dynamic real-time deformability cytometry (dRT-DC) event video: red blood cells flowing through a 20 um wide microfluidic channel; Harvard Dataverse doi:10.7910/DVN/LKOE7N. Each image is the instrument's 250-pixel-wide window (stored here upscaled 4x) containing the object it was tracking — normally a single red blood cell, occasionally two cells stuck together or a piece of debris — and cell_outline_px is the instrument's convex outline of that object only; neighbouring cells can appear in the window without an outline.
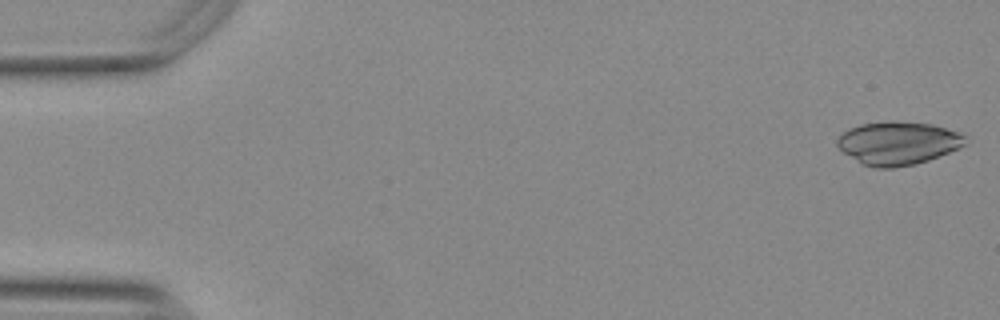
{"species": "Egyptian fruit bat (a non-hibernating species)", "species_latin": "Rousettus aegyptiacus", "temperature_condition": "warm", "stored_images_in_passage": 54, "camera_frame_rate_fps": 3000, "um_per_image_px": 0.085, "animal": {"sex": "female"}, "frame": {"image": 1, "passage_image": 1, "time_ms": 0.0, "image_size_px": [1000, 320], "cell_outline_px": [[968, 136], [964, 144], [960, 148], [928, 160], [916, 164], [892, 168], [876, 168], [864, 164], [844, 152], [836, 144], [836, 140], [848, 128], [860, 124], [888, 120], [892, 120], [932, 124], [964, 132]], "centroid_in_image_um": [76.38, 12.14], "position_along_channel_um": 8.6, "area_um2": 32.48}}
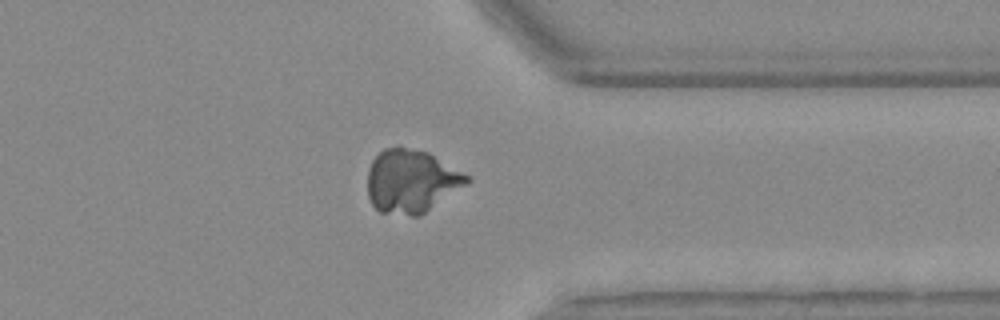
{"frame": {"image": 2, "passage_image": 42, "time_ms": 13.667, "image_size_px": [1000, 320], "cell_outline_px": [[472, 180], [468, 184], [420, 216], [412, 216], [380, 212], [372, 204], [368, 196], [368, 168], [372, 160], [384, 148], [400, 144], [428, 152], [468, 176]], "centroid_in_image_um": [34.94, 15.38], "position_along_channel_um": 376.5, "area_um2": 36.93}}
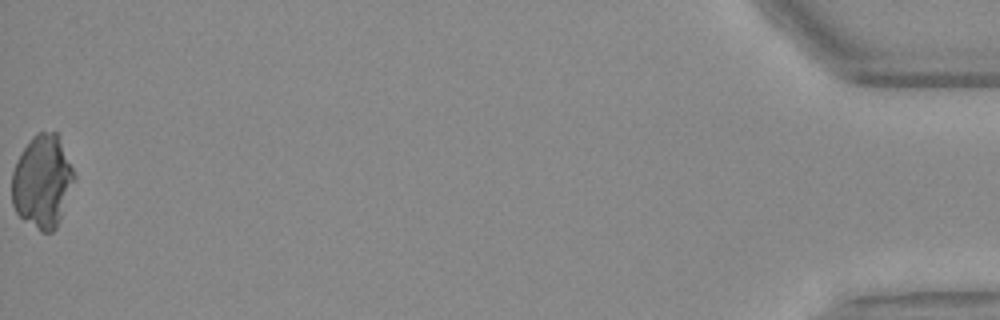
{"frame": {"image": 3, "passage_image": 54, "time_ms": 17.667, "image_size_px": [1000, 320], "cell_outline_px": [[76, 180], [56, 228], [52, 232], [40, 232], [20, 216], [16, 212], [12, 204], [12, 172], [16, 160], [32, 136], [40, 132], [56, 132], [76, 176]], "centroid_in_image_um": [3.6, 15.45], "position_along_channel_um": 431.6, "area_um2": 33.64}}